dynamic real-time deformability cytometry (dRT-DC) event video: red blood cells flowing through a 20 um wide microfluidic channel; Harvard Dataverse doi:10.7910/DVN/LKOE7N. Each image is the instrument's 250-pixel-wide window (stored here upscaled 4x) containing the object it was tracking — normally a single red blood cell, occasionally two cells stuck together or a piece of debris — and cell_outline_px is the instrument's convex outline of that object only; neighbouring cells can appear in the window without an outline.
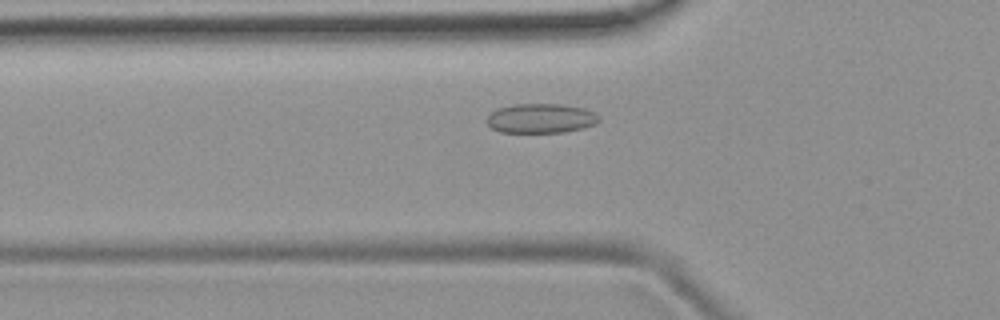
{"species": "common noctule bat (a hibernating species)", "species_latin": "Nyctalus noctula", "temperature_condition": "room temperature", "stored_images_in_passage": 12, "camera_frame_rate_fps": 3000, "um_per_image_px": 0.085, "animal": {"sex": "female", "body_mass_g": 19.9}, "frame": {"image": 1, "passage_image": 12, "time_ms": 3.667, "image_size_px": [1000, 320], "cell_outline_px": [[600, 120], [596, 124], [584, 128], [564, 132], [500, 132], [492, 128], [484, 120], [496, 108], [516, 104], [560, 104], [584, 108], [600, 116]], "centroid_in_image_um": [45.97, 10.06], "position_along_channel_um": 79.8, "area_um2": 19.36}}